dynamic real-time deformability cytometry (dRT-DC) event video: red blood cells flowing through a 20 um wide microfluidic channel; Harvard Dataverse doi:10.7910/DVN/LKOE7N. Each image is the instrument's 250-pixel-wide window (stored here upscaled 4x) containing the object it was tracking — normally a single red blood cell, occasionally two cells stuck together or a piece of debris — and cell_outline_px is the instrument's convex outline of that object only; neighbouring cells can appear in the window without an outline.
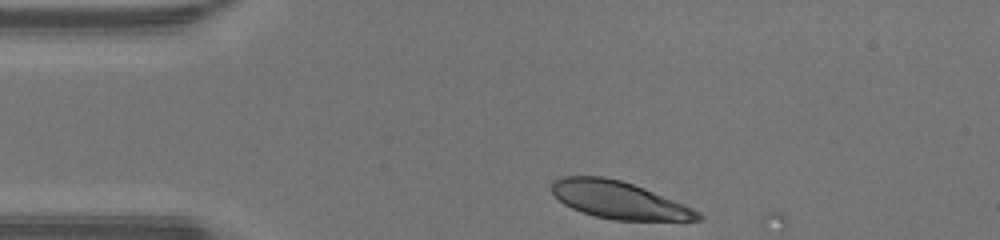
{"species": "human", "species_latin": "Homo sapiens", "temperature_condition": "warm", "stored_images_in_passage": 4, "camera_frame_rate_fps": 3000, "um_per_image_px": 0.085, "donor": {"sex": "male"}, "frame": {"image": 1, "passage_image": 1, "time_ms": 0.0, "image_size_px": [1000, 240], "cell_outline_px": [[704, 216], [700, 220], [612, 220], [580, 212], [564, 204], [552, 192], [552, 180], [564, 176], [604, 176], [620, 180], [644, 188], [684, 204], [700, 212]], "centroid_in_image_um": [52.6, 17.0], "position_along_channel_um": 32.4, "area_um2": 31.67}}